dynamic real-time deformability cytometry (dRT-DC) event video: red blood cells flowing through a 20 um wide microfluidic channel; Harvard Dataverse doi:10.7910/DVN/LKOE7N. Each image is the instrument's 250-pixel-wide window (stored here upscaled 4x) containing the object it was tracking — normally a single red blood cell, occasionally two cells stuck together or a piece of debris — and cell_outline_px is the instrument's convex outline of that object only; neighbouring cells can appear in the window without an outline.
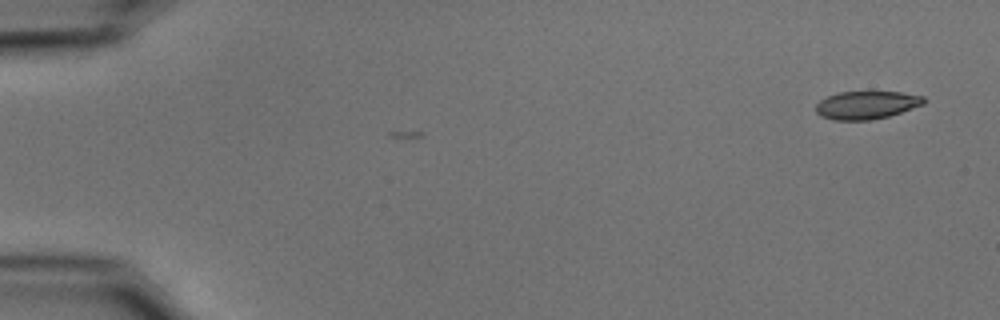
{"species": "common noctule bat (a hibernating species)", "species_latin": "Nyctalus noctula", "temperature_condition": "cold", "stored_images_in_passage": 3, "camera_frame_rate_fps": 3000, "um_per_image_px": 0.085, "animal": {"sex": "male", "body_mass_g": 15.6}, "frame": {"image": 1, "passage_image": 3, "time_ms": 0.667, "image_size_px": [1000, 320], "cell_outline_px": [[928, 100], [924, 104], [888, 116], [868, 120], [836, 120], [820, 116], [816, 112], [816, 104], [820, 100], [828, 96], [840, 92], [900, 92], [924, 96]], "centroid_in_image_um": [73.67, 8.92], "position_along_channel_um": 11.3, "area_um2": 17.51}}